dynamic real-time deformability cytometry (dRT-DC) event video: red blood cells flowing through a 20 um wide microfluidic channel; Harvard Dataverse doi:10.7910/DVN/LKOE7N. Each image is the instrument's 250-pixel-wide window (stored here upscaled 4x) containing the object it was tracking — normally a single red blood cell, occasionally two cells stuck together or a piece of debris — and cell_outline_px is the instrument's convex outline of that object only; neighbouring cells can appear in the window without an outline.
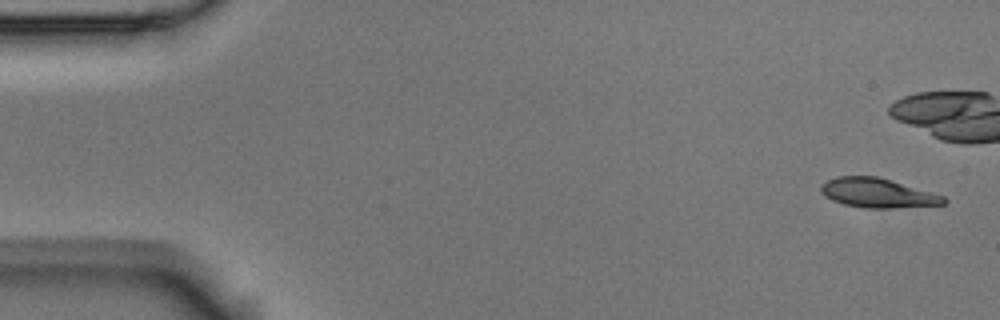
{"species": "Egyptian fruit bat (a non-hibernating species)", "species_latin": "Rousettus aegyptiacus", "temperature_condition": "room temperature", "stored_images_in_passage": 7, "camera_frame_rate_fps": 3000, "um_per_image_px": 0.085, "animal": {"sex": "male"}, "frame": {"image": 1, "passage_image": 1, "time_ms": 0.0, "image_size_px": [1000, 320], "cell_outline_px": [[948, 200], [944, 204], [892, 208], [864, 208], [844, 204], [832, 200], [824, 196], [820, 192], [820, 184], [836, 176], [876, 176], [944, 196]], "centroid_in_image_um": [74.54, 16.41], "position_along_channel_um": 10.5, "area_um2": 20.87}}